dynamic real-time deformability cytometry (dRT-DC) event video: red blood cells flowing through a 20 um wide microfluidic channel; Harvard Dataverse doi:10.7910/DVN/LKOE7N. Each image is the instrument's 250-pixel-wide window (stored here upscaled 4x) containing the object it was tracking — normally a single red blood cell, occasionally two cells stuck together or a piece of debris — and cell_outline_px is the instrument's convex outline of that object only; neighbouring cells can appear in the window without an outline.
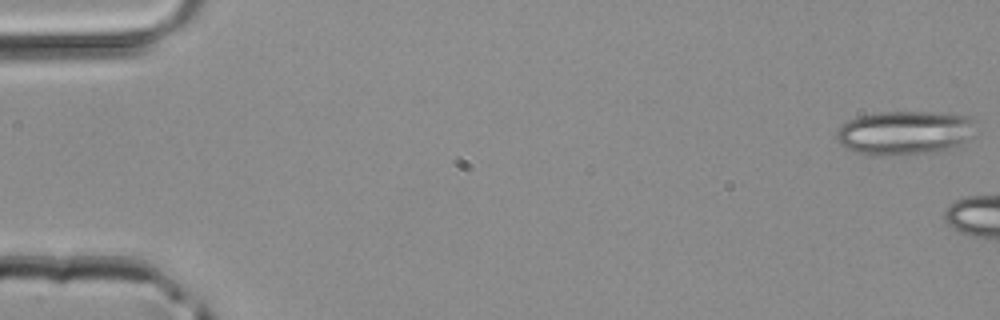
{"species": "common noctule bat (a hibernating species)", "species_latin": "Nyctalus noctula", "temperature_condition": "room temperature", "stored_images_in_passage": 3, "camera_frame_rate_fps": 3000, "um_per_image_px": 0.085, "animal": {"sex": "male", "body_mass_g": 20.4}, "frame": {"image": 1, "passage_image": 1, "time_ms": 0.0, "image_size_px": [1000, 320], "cell_outline_px": [[976, 136], [960, 144], [948, 148], [932, 152], [892, 156], [868, 156], [852, 152], [844, 148], [836, 140], [836, 132], [848, 120], [856, 116], [880, 112], [940, 112], [972, 116]], "centroid_in_image_um": [76.89, 11.29], "position_along_channel_um": 8.1, "area_um2": 36.47}}